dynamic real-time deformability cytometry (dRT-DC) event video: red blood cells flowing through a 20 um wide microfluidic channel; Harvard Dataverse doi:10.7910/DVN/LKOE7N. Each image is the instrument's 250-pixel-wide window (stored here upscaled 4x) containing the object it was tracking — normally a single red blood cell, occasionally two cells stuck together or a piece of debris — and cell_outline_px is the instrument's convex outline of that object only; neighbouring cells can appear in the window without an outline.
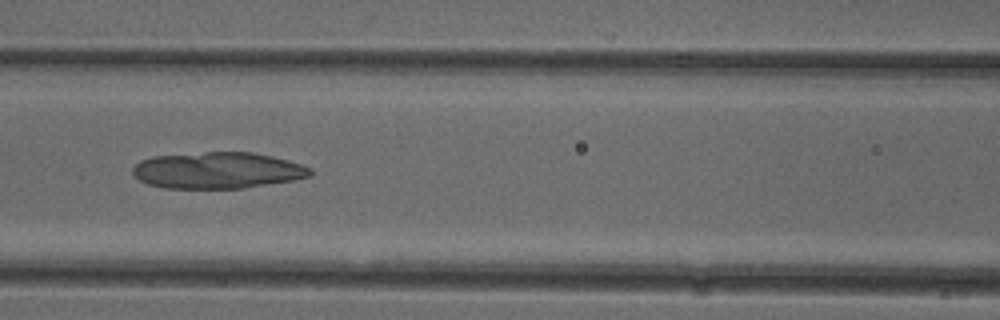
{"species": "common noctule bat (a hibernating species)", "species_latin": "Nyctalus noctula", "temperature_condition": "cold", "stored_images_in_passage": 52, "camera_frame_rate_fps": 3000, "um_per_image_px": 0.085, "animal": {"sex": "female"}, "frame": {"image": 1, "passage_image": 23, "time_ms": 7.333, "image_size_px": [1000, 320], "cell_outline_px": [[312, 176], [292, 180], [244, 188], [164, 188], [148, 184], [140, 180], [132, 172], [132, 168], [140, 160], [152, 156], [204, 152], [252, 152], [272, 156], [288, 160], [312, 168]], "centroid_in_image_um": [18.49, 14.47], "position_along_channel_um": 148.1, "area_um2": 37.69}}
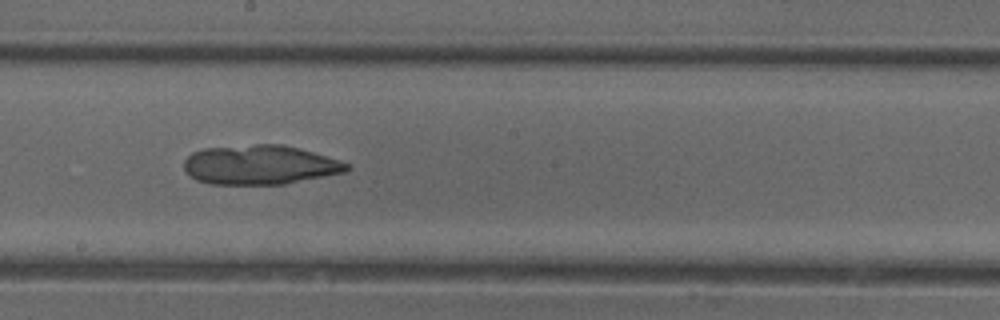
{"frame": {"image": 2, "passage_image": 29, "time_ms": 9.333, "image_size_px": [1000, 320], "cell_outline_px": [[352, 168], [348, 172], [284, 184], [212, 184], [196, 180], [184, 168], [184, 160], [192, 152], [204, 148], [256, 144], [284, 144], [300, 148], [340, 160], [348, 164]], "centroid_in_image_um": [22.14, 14.01], "position_along_channel_um": 226.1, "area_um2": 37.51}}
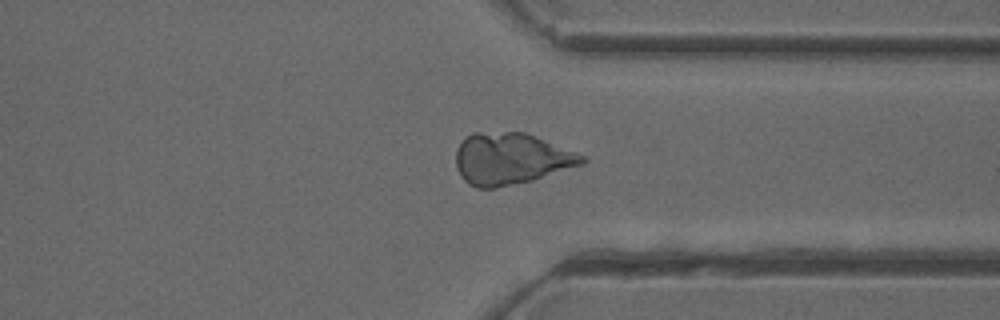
{"frame": {"image": 3, "passage_image": 40, "time_ms": 13.0, "image_size_px": [1000, 320], "cell_outline_px": [[588, 160], [584, 164], [532, 180], [492, 188], [476, 188], [468, 184], [460, 176], [456, 168], [456, 148], [472, 132], [524, 132], [536, 136], [584, 156]], "centroid_in_image_um": [43.4, 13.49], "position_along_channel_um": 368.0, "area_um2": 37.74}}